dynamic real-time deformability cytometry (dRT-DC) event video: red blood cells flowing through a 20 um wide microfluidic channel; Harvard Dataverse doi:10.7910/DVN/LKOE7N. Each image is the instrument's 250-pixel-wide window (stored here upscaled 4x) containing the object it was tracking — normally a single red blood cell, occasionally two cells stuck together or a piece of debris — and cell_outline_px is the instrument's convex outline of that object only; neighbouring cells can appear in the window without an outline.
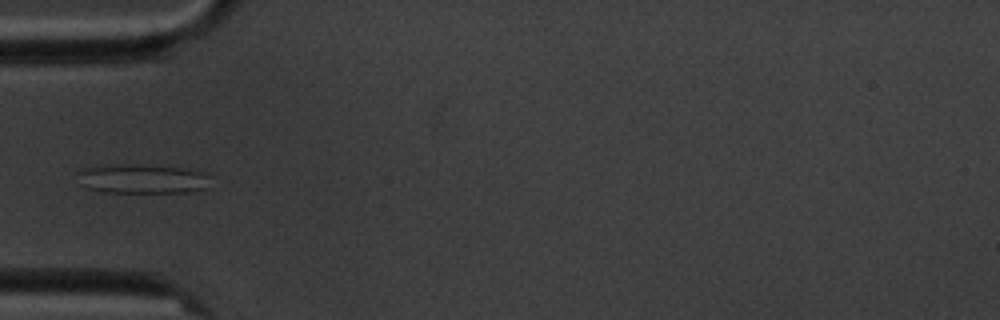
{"species": "common noctule bat (a hibernating species)", "species_latin": "Nyctalus noctula", "temperature_condition": "cold", "stored_images_in_passage": 9, "camera_frame_rate_fps": 3000, "um_per_image_px": 0.085, "animal": {"sex": "male", "body_mass_g": 20.1, "forearm_length_mm": 53.5}, "frame": {"image": 1, "passage_image": 4, "time_ms": 3.667, "image_size_px": [1000, 320], "cell_outline_px": [[208, 176], [204, 188], [188, 192], [104, 192], [88, 188], [80, 184], [76, 172], [80, 168], [120, 164], [136, 164], [180, 168], [200, 172]], "centroid_in_image_um": [11.96, 15.2], "position_along_channel_um": 73.0, "area_um2": 22.37}}
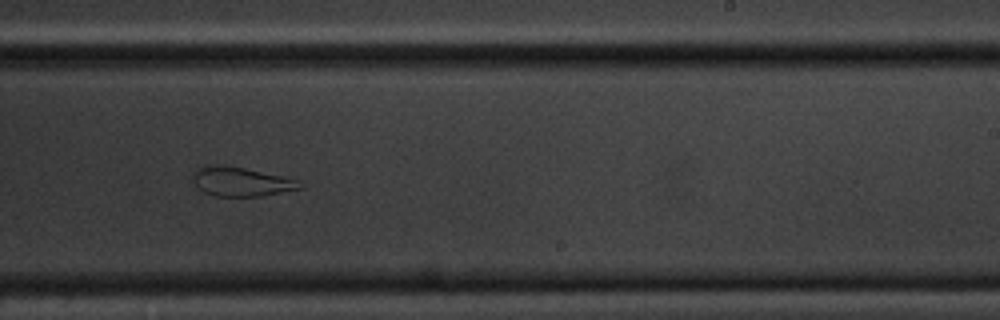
{"frame": {"image": 2, "passage_image": 9, "time_ms": 9.333, "image_size_px": [1000, 320], "cell_outline_px": [[304, 188], [260, 196], [216, 196], [204, 192], [196, 184], [196, 168], [204, 164], [216, 164], [244, 168], [284, 176], [296, 180]], "centroid_in_image_um": [20.52, 15.43], "position_along_channel_um": 268.5, "area_um2": 17.86}}